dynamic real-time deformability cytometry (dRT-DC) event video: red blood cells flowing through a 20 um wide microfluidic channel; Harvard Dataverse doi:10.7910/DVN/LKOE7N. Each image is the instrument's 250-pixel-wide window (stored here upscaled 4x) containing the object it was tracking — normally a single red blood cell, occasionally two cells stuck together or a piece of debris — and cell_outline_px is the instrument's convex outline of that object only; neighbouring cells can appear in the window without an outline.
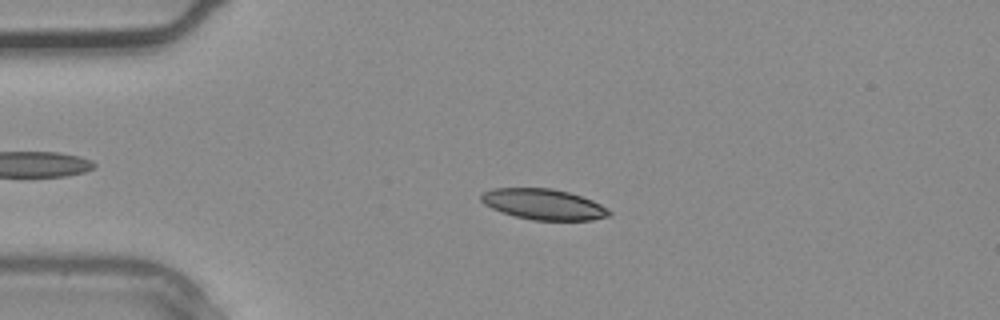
{"species": "common noctule bat (a hibernating species)", "species_latin": "Nyctalus noctula", "temperature_condition": "warm", "stored_images_in_passage": 3, "camera_frame_rate_fps": 3000, "um_per_image_px": 0.085, "animal": {"sex": "male", "body_mass_g": 20.4}, "frame": {"image": 1, "passage_image": 3, "time_ms": 0.667, "image_size_px": [1000, 320], "cell_outline_px": [[612, 212], [608, 216], [592, 220], [532, 220], [516, 216], [492, 208], [484, 204], [480, 200], [480, 196], [484, 192], [492, 188], [552, 188], [568, 192], [592, 200], [608, 208]], "centroid_in_image_um": [46.21, 17.36], "position_along_channel_um": 38.8, "area_um2": 22.77}}